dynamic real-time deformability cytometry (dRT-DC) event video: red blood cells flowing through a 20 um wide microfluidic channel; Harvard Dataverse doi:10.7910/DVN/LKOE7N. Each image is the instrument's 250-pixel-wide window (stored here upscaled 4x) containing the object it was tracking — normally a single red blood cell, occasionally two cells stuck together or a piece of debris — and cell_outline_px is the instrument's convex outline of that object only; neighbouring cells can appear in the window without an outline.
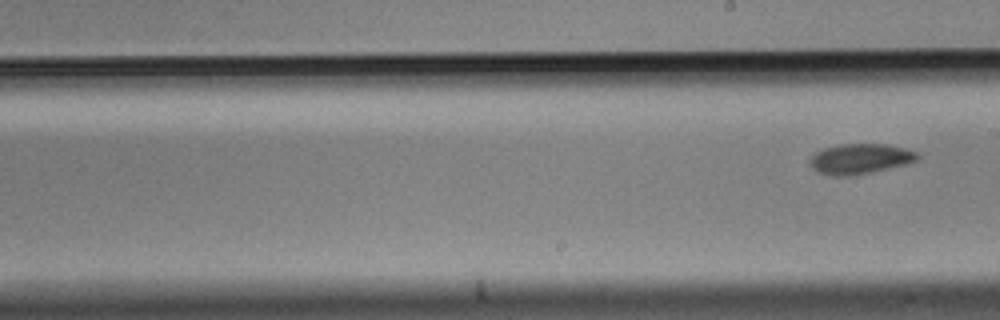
{"species": "Egyptian fruit bat (a non-hibernating species)", "species_latin": "Rousettus aegyptiacus", "temperature_condition": "cold", "stored_images_in_passage": 9, "segment_of_instrument_passage": [2, 2], "camera_frame_rate_fps": 3000, "um_per_image_px": 0.085, "animal": {"sex": "male"}, "frame": {"image": 1, "passage_image": 9, "time_ms": 2.667, "image_size_px": [1000, 320], "cell_outline_px": [[920, 156], [916, 160], [904, 164], [872, 172], [848, 176], [832, 176], [820, 172], [812, 168], [812, 156], [816, 152], [824, 148], [840, 144], [884, 144], [904, 148], [916, 152]], "centroid_in_image_um": [73.11, 13.49], "position_along_channel_um": 215.9, "area_um2": 18.55}}